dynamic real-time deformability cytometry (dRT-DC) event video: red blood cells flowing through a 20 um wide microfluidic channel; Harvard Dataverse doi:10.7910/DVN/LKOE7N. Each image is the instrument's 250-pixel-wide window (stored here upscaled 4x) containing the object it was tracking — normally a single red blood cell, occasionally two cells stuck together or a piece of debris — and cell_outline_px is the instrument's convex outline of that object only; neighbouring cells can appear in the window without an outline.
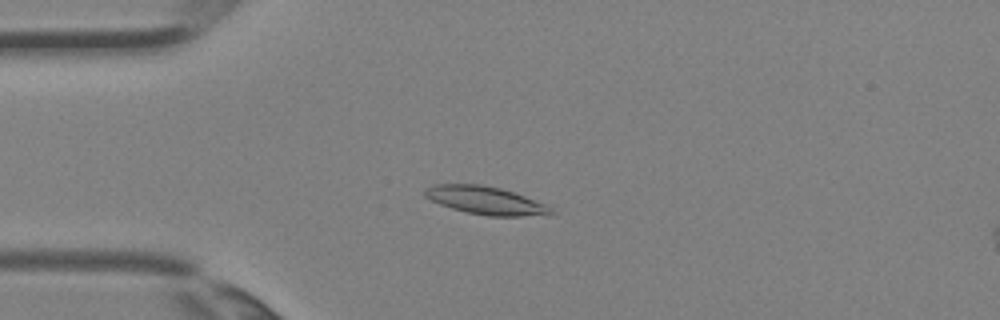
{"species": "Egyptian fruit bat (a non-hibernating species)", "species_latin": "Rousettus aegyptiacus", "temperature_condition": "room temperature", "stored_images_in_passage": 3, "camera_frame_rate_fps": 3000, "um_per_image_px": 0.085, "animal": {"sex": "female"}, "frame": {"image": 1, "passage_image": 3, "time_ms": 0.667, "image_size_px": [1000, 320], "cell_outline_px": [[556, 212], [552, 216], [488, 216], [468, 212], [452, 208], [440, 204], [424, 196], [424, 188], [432, 184], [480, 184], [500, 188], [524, 196], [544, 204], [552, 208]], "centroid_in_image_um": [41.31, 17.04], "position_along_channel_um": 43.7, "area_um2": 20.63}}